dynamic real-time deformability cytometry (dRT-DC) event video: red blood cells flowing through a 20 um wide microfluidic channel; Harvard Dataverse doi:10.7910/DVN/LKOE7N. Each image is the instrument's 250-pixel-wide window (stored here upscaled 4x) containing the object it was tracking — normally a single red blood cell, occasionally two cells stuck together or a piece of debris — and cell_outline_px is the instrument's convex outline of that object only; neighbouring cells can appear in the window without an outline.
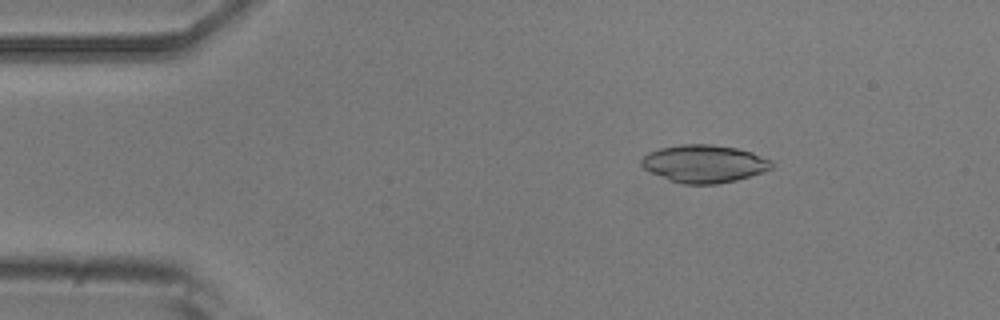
{"species": "common noctule bat (a hibernating species)", "species_latin": "Nyctalus noctula", "temperature_condition": "room temperature", "stored_images_in_passage": 53, "camera_frame_rate_fps": 3000, "um_per_image_px": 0.085, "animal": {"sex": "male", "body_mass_g": 20.5, "forearm_length_mm": 52.5}, "frame": {"image": 1, "passage_image": 8, "time_ms": 2.333, "image_size_px": [1000, 320], "cell_outline_px": [[772, 168], [736, 180], [716, 184], [684, 184], [672, 180], [652, 172], [644, 168], [640, 164], [640, 160], [648, 152], [660, 148], [680, 144], [712, 144], [736, 148], [752, 152], [772, 160]], "centroid_in_image_um": [59.85, 13.9], "position_along_channel_um": 25.2, "area_um2": 28.32}}
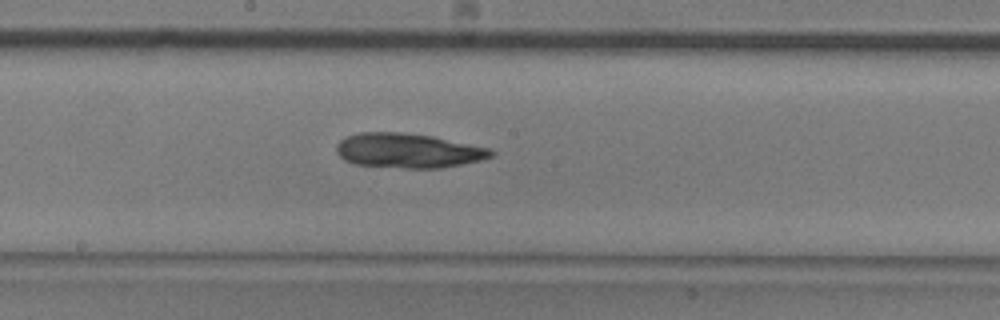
{"frame": {"image": 2, "passage_image": 28, "time_ms": 9.0, "image_size_px": [1000, 320], "cell_outline_px": [[496, 152], [492, 156], [480, 160], [440, 168], [404, 168], [356, 164], [344, 160], [336, 152], [336, 144], [340, 140], [348, 136], [360, 132], [404, 132], [432, 136], [488, 148]], "centroid_in_image_um": [34.66, 12.8], "position_along_channel_um": 213.5, "area_um2": 30.98}}
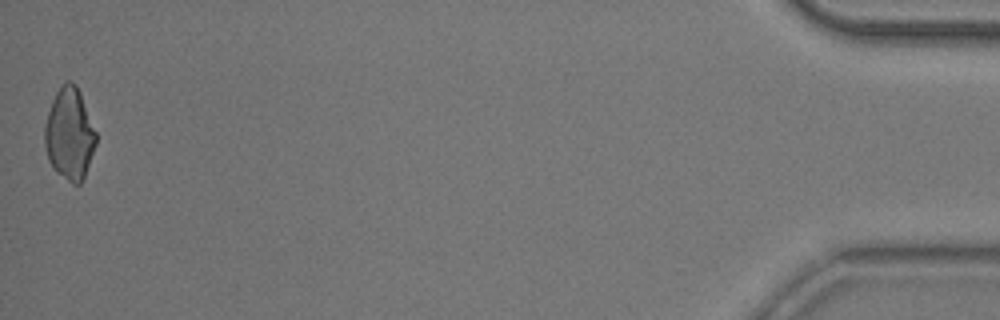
{"frame": {"image": 3, "passage_image": 53, "time_ms": 17.333, "image_size_px": [1000, 320], "cell_outline_px": [[96, 144], [84, 176], [80, 184], [72, 184], [56, 172], [48, 160], [44, 144], [44, 128], [48, 112], [52, 100], [56, 92], [64, 80], [72, 80], [76, 84], [80, 92], [96, 132]], "centroid_in_image_um": [5.89, 11.36], "position_along_channel_um": 429.3, "area_um2": 27.51}}